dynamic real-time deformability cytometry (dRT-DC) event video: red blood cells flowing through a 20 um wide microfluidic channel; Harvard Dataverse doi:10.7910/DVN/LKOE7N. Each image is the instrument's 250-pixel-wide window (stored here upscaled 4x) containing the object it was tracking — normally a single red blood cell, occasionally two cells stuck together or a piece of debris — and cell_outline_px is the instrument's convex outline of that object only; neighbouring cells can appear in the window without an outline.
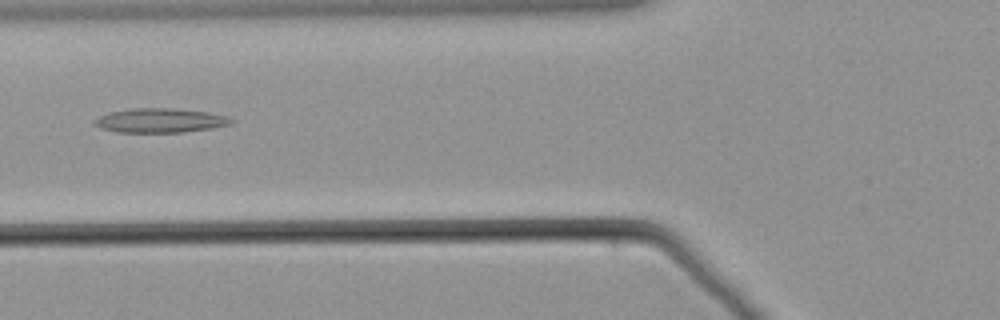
{"species": "common noctule bat (a hibernating species)", "species_latin": "Nyctalus noctula", "temperature_condition": "warm", "stored_images_in_passage": 42, "camera_frame_rate_fps": 3000, "um_per_image_px": 0.085, "animal": {"sex": "male", "body_mass_g": 21.5, "forearm_length_mm": 52.0}, "frame": {"image": 1, "passage_image": 6, "time_ms": 1.667, "image_size_px": [1000, 320], "cell_outline_px": [[236, 120], [232, 124], [212, 128], [184, 132], [116, 132], [100, 128], [92, 124], [92, 120], [108, 112], [132, 108], [168, 108], [208, 112], [224, 116]], "centroid_in_image_um": [13.57, 10.24], "position_along_channel_um": 112.2, "area_um2": 19.42}}
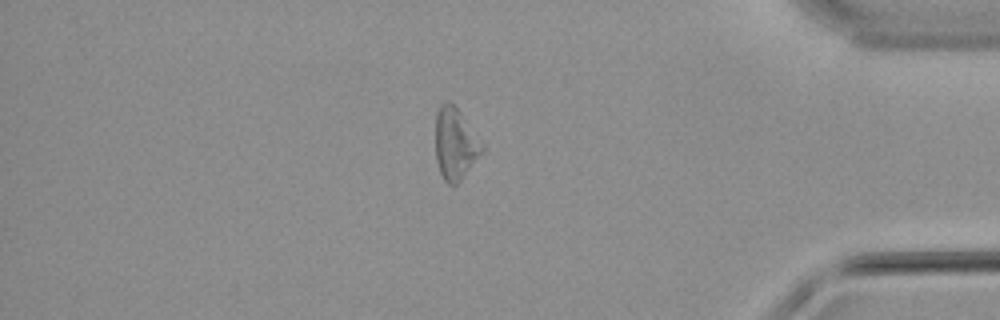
{"frame": {"image": 2, "passage_image": 33, "time_ms": 10.667, "image_size_px": [1000, 320], "cell_outline_px": [[484, 148], [460, 180], [456, 184], [448, 184], [444, 180], [440, 172], [436, 160], [436, 112], [440, 104], [448, 100], [460, 112]], "centroid_in_image_um": [38.64, 12.21], "position_along_channel_um": 396.6, "area_um2": 18.73}}
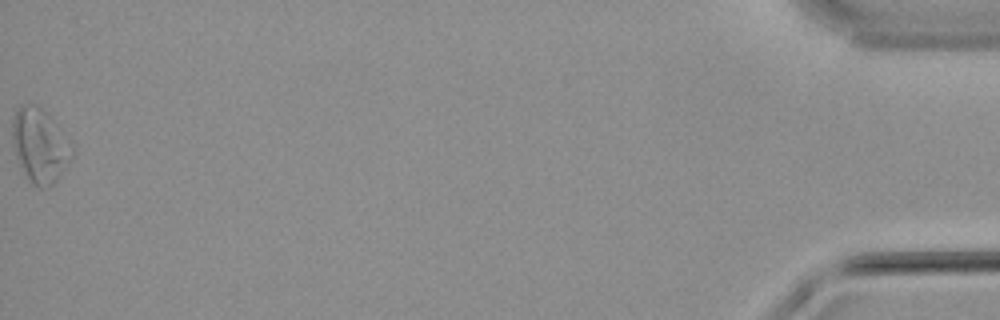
{"frame": {"image": 3, "passage_image": 42, "time_ms": 13.667, "image_size_px": [1000, 320], "cell_outline_px": [[72, 160], [56, 180], [48, 188], [40, 188], [32, 184], [20, 164], [12, 140], [12, 116], [16, 108], [20, 104], [36, 104], [48, 112], [72, 144]], "centroid_in_image_um": [3.4, 12.32], "position_along_channel_um": 431.8, "area_um2": 25.89}}